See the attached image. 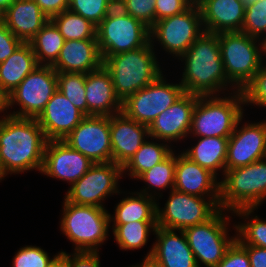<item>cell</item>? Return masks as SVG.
I'll list each match as a JSON object with an SVG mask.
<instances>
[{"label":"cell","instance_id":"cell-44","mask_svg":"<svg viewBox=\"0 0 266 267\" xmlns=\"http://www.w3.org/2000/svg\"><path fill=\"white\" fill-rule=\"evenodd\" d=\"M216 267H250L247 251L235 240Z\"/></svg>","mask_w":266,"mask_h":267},{"label":"cell","instance_id":"cell-3","mask_svg":"<svg viewBox=\"0 0 266 267\" xmlns=\"http://www.w3.org/2000/svg\"><path fill=\"white\" fill-rule=\"evenodd\" d=\"M219 181V208L249 218L266 198V158L225 170Z\"/></svg>","mask_w":266,"mask_h":267},{"label":"cell","instance_id":"cell-6","mask_svg":"<svg viewBox=\"0 0 266 267\" xmlns=\"http://www.w3.org/2000/svg\"><path fill=\"white\" fill-rule=\"evenodd\" d=\"M228 97L199 96L193 112L189 134L195 137L229 138L238 121L243 118L242 91L237 90ZM209 98V99H208Z\"/></svg>","mask_w":266,"mask_h":267},{"label":"cell","instance_id":"cell-36","mask_svg":"<svg viewBox=\"0 0 266 267\" xmlns=\"http://www.w3.org/2000/svg\"><path fill=\"white\" fill-rule=\"evenodd\" d=\"M115 6V0H70L68 9L97 27Z\"/></svg>","mask_w":266,"mask_h":267},{"label":"cell","instance_id":"cell-54","mask_svg":"<svg viewBox=\"0 0 266 267\" xmlns=\"http://www.w3.org/2000/svg\"><path fill=\"white\" fill-rule=\"evenodd\" d=\"M5 177V174L3 173L1 166H0V180H2Z\"/></svg>","mask_w":266,"mask_h":267},{"label":"cell","instance_id":"cell-18","mask_svg":"<svg viewBox=\"0 0 266 267\" xmlns=\"http://www.w3.org/2000/svg\"><path fill=\"white\" fill-rule=\"evenodd\" d=\"M198 98L197 95L184 93L148 126L149 137L164 142L187 137Z\"/></svg>","mask_w":266,"mask_h":267},{"label":"cell","instance_id":"cell-37","mask_svg":"<svg viewBox=\"0 0 266 267\" xmlns=\"http://www.w3.org/2000/svg\"><path fill=\"white\" fill-rule=\"evenodd\" d=\"M241 32L250 37L259 39L266 33V0H258L245 7L244 22ZM265 38L262 39L264 42Z\"/></svg>","mask_w":266,"mask_h":267},{"label":"cell","instance_id":"cell-19","mask_svg":"<svg viewBox=\"0 0 266 267\" xmlns=\"http://www.w3.org/2000/svg\"><path fill=\"white\" fill-rule=\"evenodd\" d=\"M149 138L148 126L129 118L123 111L110 116L112 162L123 167Z\"/></svg>","mask_w":266,"mask_h":267},{"label":"cell","instance_id":"cell-48","mask_svg":"<svg viewBox=\"0 0 266 267\" xmlns=\"http://www.w3.org/2000/svg\"><path fill=\"white\" fill-rule=\"evenodd\" d=\"M132 267H164L159 261H157L153 256L149 255L144 258L140 265H135Z\"/></svg>","mask_w":266,"mask_h":267},{"label":"cell","instance_id":"cell-33","mask_svg":"<svg viewBox=\"0 0 266 267\" xmlns=\"http://www.w3.org/2000/svg\"><path fill=\"white\" fill-rule=\"evenodd\" d=\"M50 20L65 40L97 39L96 26L69 9L53 16Z\"/></svg>","mask_w":266,"mask_h":267},{"label":"cell","instance_id":"cell-24","mask_svg":"<svg viewBox=\"0 0 266 267\" xmlns=\"http://www.w3.org/2000/svg\"><path fill=\"white\" fill-rule=\"evenodd\" d=\"M103 60L97 39L65 40L57 61L52 67L57 72L89 73L98 70Z\"/></svg>","mask_w":266,"mask_h":267},{"label":"cell","instance_id":"cell-28","mask_svg":"<svg viewBox=\"0 0 266 267\" xmlns=\"http://www.w3.org/2000/svg\"><path fill=\"white\" fill-rule=\"evenodd\" d=\"M148 192L145 188L136 194L133 193L135 197L128 196L122 199L115 208V216L112 218L110 215V222L126 224L134 221H157V203L152 193Z\"/></svg>","mask_w":266,"mask_h":267},{"label":"cell","instance_id":"cell-4","mask_svg":"<svg viewBox=\"0 0 266 267\" xmlns=\"http://www.w3.org/2000/svg\"><path fill=\"white\" fill-rule=\"evenodd\" d=\"M153 47L150 41L146 46L103 59V66L110 73L121 102L162 75Z\"/></svg>","mask_w":266,"mask_h":267},{"label":"cell","instance_id":"cell-21","mask_svg":"<svg viewBox=\"0 0 266 267\" xmlns=\"http://www.w3.org/2000/svg\"><path fill=\"white\" fill-rule=\"evenodd\" d=\"M197 5L205 32L241 31L245 6L240 0H199Z\"/></svg>","mask_w":266,"mask_h":267},{"label":"cell","instance_id":"cell-39","mask_svg":"<svg viewBox=\"0 0 266 267\" xmlns=\"http://www.w3.org/2000/svg\"><path fill=\"white\" fill-rule=\"evenodd\" d=\"M59 257L60 253L50 259L48 253L40 247L26 246L15 254L12 267H50Z\"/></svg>","mask_w":266,"mask_h":267},{"label":"cell","instance_id":"cell-49","mask_svg":"<svg viewBox=\"0 0 266 267\" xmlns=\"http://www.w3.org/2000/svg\"><path fill=\"white\" fill-rule=\"evenodd\" d=\"M7 109H9L8 94L3 90L2 86L0 85V113Z\"/></svg>","mask_w":266,"mask_h":267},{"label":"cell","instance_id":"cell-56","mask_svg":"<svg viewBox=\"0 0 266 267\" xmlns=\"http://www.w3.org/2000/svg\"><path fill=\"white\" fill-rule=\"evenodd\" d=\"M193 3H197L199 0H191Z\"/></svg>","mask_w":266,"mask_h":267},{"label":"cell","instance_id":"cell-8","mask_svg":"<svg viewBox=\"0 0 266 267\" xmlns=\"http://www.w3.org/2000/svg\"><path fill=\"white\" fill-rule=\"evenodd\" d=\"M96 37L103 60L146 46L150 42V28L116 5L96 27Z\"/></svg>","mask_w":266,"mask_h":267},{"label":"cell","instance_id":"cell-11","mask_svg":"<svg viewBox=\"0 0 266 267\" xmlns=\"http://www.w3.org/2000/svg\"><path fill=\"white\" fill-rule=\"evenodd\" d=\"M57 90V71L52 66L38 65L8 95L10 107L16 103L20 106L19 111L8 115L37 118Z\"/></svg>","mask_w":266,"mask_h":267},{"label":"cell","instance_id":"cell-41","mask_svg":"<svg viewBox=\"0 0 266 267\" xmlns=\"http://www.w3.org/2000/svg\"><path fill=\"white\" fill-rule=\"evenodd\" d=\"M245 104L266 107V65H262L254 78L243 88Z\"/></svg>","mask_w":266,"mask_h":267},{"label":"cell","instance_id":"cell-30","mask_svg":"<svg viewBox=\"0 0 266 267\" xmlns=\"http://www.w3.org/2000/svg\"><path fill=\"white\" fill-rule=\"evenodd\" d=\"M65 39L55 24L49 19L29 42L39 65L52 66L59 56Z\"/></svg>","mask_w":266,"mask_h":267},{"label":"cell","instance_id":"cell-53","mask_svg":"<svg viewBox=\"0 0 266 267\" xmlns=\"http://www.w3.org/2000/svg\"><path fill=\"white\" fill-rule=\"evenodd\" d=\"M4 23V11L0 9V25Z\"/></svg>","mask_w":266,"mask_h":267},{"label":"cell","instance_id":"cell-34","mask_svg":"<svg viewBox=\"0 0 266 267\" xmlns=\"http://www.w3.org/2000/svg\"><path fill=\"white\" fill-rule=\"evenodd\" d=\"M85 82V73L57 72L58 91L79 111L88 116Z\"/></svg>","mask_w":266,"mask_h":267},{"label":"cell","instance_id":"cell-25","mask_svg":"<svg viewBox=\"0 0 266 267\" xmlns=\"http://www.w3.org/2000/svg\"><path fill=\"white\" fill-rule=\"evenodd\" d=\"M156 227V242L147 254L153 256L164 267H197L194 254L189 247L183 230Z\"/></svg>","mask_w":266,"mask_h":267},{"label":"cell","instance_id":"cell-42","mask_svg":"<svg viewBox=\"0 0 266 267\" xmlns=\"http://www.w3.org/2000/svg\"><path fill=\"white\" fill-rule=\"evenodd\" d=\"M192 4L191 0H155V22L180 14Z\"/></svg>","mask_w":266,"mask_h":267},{"label":"cell","instance_id":"cell-51","mask_svg":"<svg viewBox=\"0 0 266 267\" xmlns=\"http://www.w3.org/2000/svg\"><path fill=\"white\" fill-rule=\"evenodd\" d=\"M50 267H66V265H65L63 259L61 257H59L58 260Z\"/></svg>","mask_w":266,"mask_h":267},{"label":"cell","instance_id":"cell-38","mask_svg":"<svg viewBox=\"0 0 266 267\" xmlns=\"http://www.w3.org/2000/svg\"><path fill=\"white\" fill-rule=\"evenodd\" d=\"M251 219L250 222L234 225L238 232L236 241L240 245L266 248V221L258 216Z\"/></svg>","mask_w":266,"mask_h":267},{"label":"cell","instance_id":"cell-17","mask_svg":"<svg viewBox=\"0 0 266 267\" xmlns=\"http://www.w3.org/2000/svg\"><path fill=\"white\" fill-rule=\"evenodd\" d=\"M93 165L89 158L71 148L63 140H50L45 147L40 173L67 181L72 186Z\"/></svg>","mask_w":266,"mask_h":267},{"label":"cell","instance_id":"cell-35","mask_svg":"<svg viewBox=\"0 0 266 267\" xmlns=\"http://www.w3.org/2000/svg\"><path fill=\"white\" fill-rule=\"evenodd\" d=\"M176 156L172 152L165 160L144 172L138 179L147 182L148 189H174ZM169 186V187H168ZM151 187V188H150Z\"/></svg>","mask_w":266,"mask_h":267},{"label":"cell","instance_id":"cell-13","mask_svg":"<svg viewBox=\"0 0 266 267\" xmlns=\"http://www.w3.org/2000/svg\"><path fill=\"white\" fill-rule=\"evenodd\" d=\"M185 93L180 84L167 83L163 74L122 102V111L138 123L149 126Z\"/></svg>","mask_w":266,"mask_h":267},{"label":"cell","instance_id":"cell-50","mask_svg":"<svg viewBox=\"0 0 266 267\" xmlns=\"http://www.w3.org/2000/svg\"><path fill=\"white\" fill-rule=\"evenodd\" d=\"M14 0H0V9L5 11Z\"/></svg>","mask_w":266,"mask_h":267},{"label":"cell","instance_id":"cell-2","mask_svg":"<svg viewBox=\"0 0 266 267\" xmlns=\"http://www.w3.org/2000/svg\"><path fill=\"white\" fill-rule=\"evenodd\" d=\"M180 58L185 60L180 82L185 93L213 96L230 84L221 58L218 34L204 31Z\"/></svg>","mask_w":266,"mask_h":267},{"label":"cell","instance_id":"cell-52","mask_svg":"<svg viewBox=\"0 0 266 267\" xmlns=\"http://www.w3.org/2000/svg\"><path fill=\"white\" fill-rule=\"evenodd\" d=\"M243 4H244V6L246 7V6H249V5H252V4H254L255 2H257L258 0H240Z\"/></svg>","mask_w":266,"mask_h":267},{"label":"cell","instance_id":"cell-27","mask_svg":"<svg viewBox=\"0 0 266 267\" xmlns=\"http://www.w3.org/2000/svg\"><path fill=\"white\" fill-rule=\"evenodd\" d=\"M39 64L30 43H22L0 63V85L9 95Z\"/></svg>","mask_w":266,"mask_h":267},{"label":"cell","instance_id":"cell-40","mask_svg":"<svg viewBox=\"0 0 266 267\" xmlns=\"http://www.w3.org/2000/svg\"><path fill=\"white\" fill-rule=\"evenodd\" d=\"M116 5L149 28L155 23V0H118Z\"/></svg>","mask_w":266,"mask_h":267},{"label":"cell","instance_id":"cell-16","mask_svg":"<svg viewBox=\"0 0 266 267\" xmlns=\"http://www.w3.org/2000/svg\"><path fill=\"white\" fill-rule=\"evenodd\" d=\"M241 120L228 140L226 170L266 158V121L246 123L238 129Z\"/></svg>","mask_w":266,"mask_h":267},{"label":"cell","instance_id":"cell-55","mask_svg":"<svg viewBox=\"0 0 266 267\" xmlns=\"http://www.w3.org/2000/svg\"><path fill=\"white\" fill-rule=\"evenodd\" d=\"M264 49H265L264 55H266V40L264 41Z\"/></svg>","mask_w":266,"mask_h":267},{"label":"cell","instance_id":"cell-12","mask_svg":"<svg viewBox=\"0 0 266 267\" xmlns=\"http://www.w3.org/2000/svg\"><path fill=\"white\" fill-rule=\"evenodd\" d=\"M204 32L197 3L184 12L156 21L150 28V41L157 39L166 52L180 57Z\"/></svg>","mask_w":266,"mask_h":267},{"label":"cell","instance_id":"cell-14","mask_svg":"<svg viewBox=\"0 0 266 267\" xmlns=\"http://www.w3.org/2000/svg\"><path fill=\"white\" fill-rule=\"evenodd\" d=\"M123 169L114 162L95 163L79 180L70 186L65 199L76 205L104 208L108 195L120 193L118 179Z\"/></svg>","mask_w":266,"mask_h":267},{"label":"cell","instance_id":"cell-7","mask_svg":"<svg viewBox=\"0 0 266 267\" xmlns=\"http://www.w3.org/2000/svg\"><path fill=\"white\" fill-rule=\"evenodd\" d=\"M61 230L75 244V251L99 252L108 236L110 214L105 208L76 205L64 198Z\"/></svg>","mask_w":266,"mask_h":267},{"label":"cell","instance_id":"cell-31","mask_svg":"<svg viewBox=\"0 0 266 267\" xmlns=\"http://www.w3.org/2000/svg\"><path fill=\"white\" fill-rule=\"evenodd\" d=\"M173 150L167 144L145 141L123 167V172L129 171L130 177L138 179L144 172L165 160Z\"/></svg>","mask_w":266,"mask_h":267},{"label":"cell","instance_id":"cell-1","mask_svg":"<svg viewBox=\"0 0 266 267\" xmlns=\"http://www.w3.org/2000/svg\"><path fill=\"white\" fill-rule=\"evenodd\" d=\"M47 142L36 118L0 119V166L5 176L31 169L41 172Z\"/></svg>","mask_w":266,"mask_h":267},{"label":"cell","instance_id":"cell-15","mask_svg":"<svg viewBox=\"0 0 266 267\" xmlns=\"http://www.w3.org/2000/svg\"><path fill=\"white\" fill-rule=\"evenodd\" d=\"M63 141L94 164L112 162L109 116H86Z\"/></svg>","mask_w":266,"mask_h":267},{"label":"cell","instance_id":"cell-26","mask_svg":"<svg viewBox=\"0 0 266 267\" xmlns=\"http://www.w3.org/2000/svg\"><path fill=\"white\" fill-rule=\"evenodd\" d=\"M48 20L34 0H14L4 11V25L23 43H29Z\"/></svg>","mask_w":266,"mask_h":267},{"label":"cell","instance_id":"cell-9","mask_svg":"<svg viewBox=\"0 0 266 267\" xmlns=\"http://www.w3.org/2000/svg\"><path fill=\"white\" fill-rule=\"evenodd\" d=\"M222 213L223 210L220 209L208 221L183 230L197 267H200L201 262L206 267H216L236 240V236L228 237L227 222L230 217H224L225 214Z\"/></svg>","mask_w":266,"mask_h":267},{"label":"cell","instance_id":"cell-46","mask_svg":"<svg viewBox=\"0 0 266 267\" xmlns=\"http://www.w3.org/2000/svg\"><path fill=\"white\" fill-rule=\"evenodd\" d=\"M41 11L51 19L53 16L60 14L69 8L70 0H34Z\"/></svg>","mask_w":266,"mask_h":267},{"label":"cell","instance_id":"cell-10","mask_svg":"<svg viewBox=\"0 0 266 267\" xmlns=\"http://www.w3.org/2000/svg\"><path fill=\"white\" fill-rule=\"evenodd\" d=\"M204 198L172 189L163 210L157 203V226L178 231L208 221L220 210L219 199Z\"/></svg>","mask_w":266,"mask_h":267},{"label":"cell","instance_id":"cell-29","mask_svg":"<svg viewBox=\"0 0 266 267\" xmlns=\"http://www.w3.org/2000/svg\"><path fill=\"white\" fill-rule=\"evenodd\" d=\"M228 140L224 137H200L196 146L182 153L217 177L219 169L223 173L226 170Z\"/></svg>","mask_w":266,"mask_h":267},{"label":"cell","instance_id":"cell-47","mask_svg":"<svg viewBox=\"0 0 266 267\" xmlns=\"http://www.w3.org/2000/svg\"><path fill=\"white\" fill-rule=\"evenodd\" d=\"M249 256L250 267H266V248L241 245Z\"/></svg>","mask_w":266,"mask_h":267},{"label":"cell","instance_id":"cell-5","mask_svg":"<svg viewBox=\"0 0 266 267\" xmlns=\"http://www.w3.org/2000/svg\"><path fill=\"white\" fill-rule=\"evenodd\" d=\"M218 38L227 79L232 87L242 91L263 65L264 42L257 45L260 39L241 31L221 32Z\"/></svg>","mask_w":266,"mask_h":267},{"label":"cell","instance_id":"cell-32","mask_svg":"<svg viewBox=\"0 0 266 267\" xmlns=\"http://www.w3.org/2000/svg\"><path fill=\"white\" fill-rule=\"evenodd\" d=\"M113 234L120 249L130 250L143 247L148 240L150 229L154 232L157 221H134L126 224H113Z\"/></svg>","mask_w":266,"mask_h":267},{"label":"cell","instance_id":"cell-20","mask_svg":"<svg viewBox=\"0 0 266 267\" xmlns=\"http://www.w3.org/2000/svg\"><path fill=\"white\" fill-rule=\"evenodd\" d=\"M86 116L58 90L36 118L50 140H64Z\"/></svg>","mask_w":266,"mask_h":267},{"label":"cell","instance_id":"cell-22","mask_svg":"<svg viewBox=\"0 0 266 267\" xmlns=\"http://www.w3.org/2000/svg\"><path fill=\"white\" fill-rule=\"evenodd\" d=\"M209 170L191 161L183 153L176 155L174 189L209 199H219V182Z\"/></svg>","mask_w":266,"mask_h":267},{"label":"cell","instance_id":"cell-45","mask_svg":"<svg viewBox=\"0 0 266 267\" xmlns=\"http://www.w3.org/2000/svg\"><path fill=\"white\" fill-rule=\"evenodd\" d=\"M23 42L5 25H0V63L4 62Z\"/></svg>","mask_w":266,"mask_h":267},{"label":"cell","instance_id":"cell-23","mask_svg":"<svg viewBox=\"0 0 266 267\" xmlns=\"http://www.w3.org/2000/svg\"><path fill=\"white\" fill-rule=\"evenodd\" d=\"M88 116H112L122 111V102L114 91L110 73L102 65L86 74Z\"/></svg>","mask_w":266,"mask_h":267},{"label":"cell","instance_id":"cell-43","mask_svg":"<svg viewBox=\"0 0 266 267\" xmlns=\"http://www.w3.org/2000/svg\"><path fill=\"white\" fill-rule=\"evenodd\" d=\"M69 255L61 251L60 257L63 259L66 267H100L98 252L74 251ZM72 256V257H71Z\"/></svg>","mask_w":266,"mask_h":267}]
</instances>
